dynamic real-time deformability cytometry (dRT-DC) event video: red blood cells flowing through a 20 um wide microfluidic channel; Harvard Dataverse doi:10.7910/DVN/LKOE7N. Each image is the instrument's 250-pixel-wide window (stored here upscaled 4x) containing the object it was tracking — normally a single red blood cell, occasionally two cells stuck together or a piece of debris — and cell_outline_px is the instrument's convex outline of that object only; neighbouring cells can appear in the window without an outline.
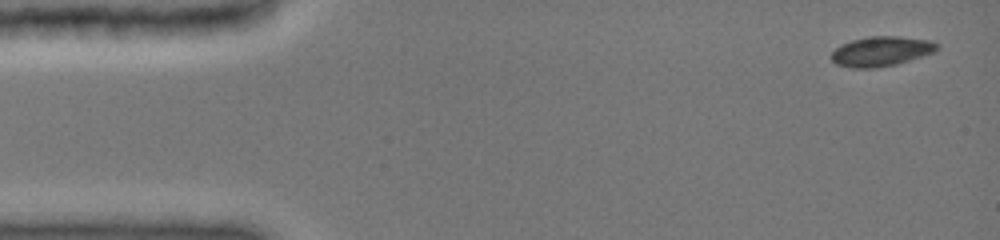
{"species": "common noctule bat (a hibernating species)", "species_latin": "Nyctalus noctula", "temperature_condition": "cold", "stored_images_in_passage": 12, "camera_frame_rate_fps": 3000, "um_per_image_px": 0.085, "animal": {"sex": "female", "body_mass_g": 19.0, "forearm_length_mm": 51.5}, "frame": {"image": 1, "passage_image": 1, "time_ms": 0.0, "image_size_px": [1000, 240], "cell_outline_px": [[940, 44], [936, 52], [924, 56], [896, 64], [876, 68], [852, 68], [836, 64], [832, 60], [832, 52], [840, 44], [852, 40], [872, 36], [900, 36], [932, 40]], "centroid_in_image_um": [74.95, 4.36], "position_along_channel_um": 10.0, "area_um2": 18.55}}
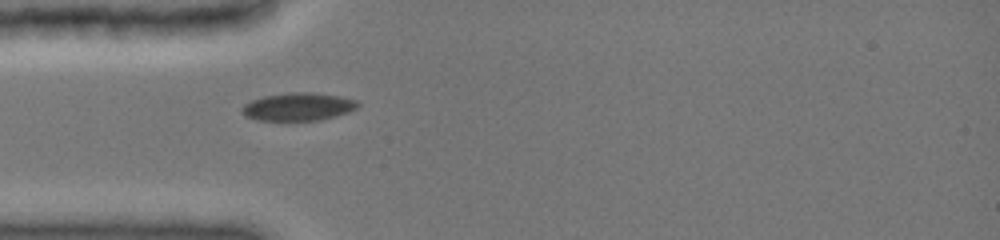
{"frame": {"image": 2, "passage_image": 9, "time_ms": 4.0, "image_size_px": [1000, 240], "cell_outline_px": [[360, 104], [356, 108], [348, 112], [336, 116], [320, 120], [256, 120], [244, 116], [240, 112], [240, 108], [244, 104], [252, 100], [264, 96], [288, 92], [312, 92], [340, 96], [356, 100]], "centroid_in_image_um": [25.31, 9.07], "position_along_channel_um": 59.7, "area_um2": 18.96}}
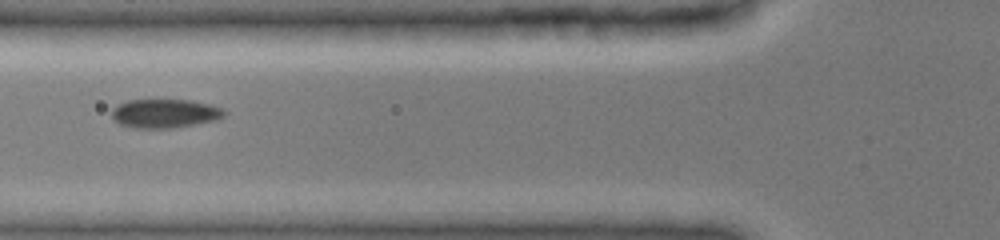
{"frame": {"image": 3, "passage_image": 12, "time_ms": 5.333, "image_size_px": [1000, 240], "cell_outline_px": [[224, 116], [216, 120], [172, 128], [136, 128], [120, 124], [112, 116], [112, 108], [128, 100], [188, 100], [208, 104], [220, 108], [224, 112]], "centroid_in_image_um": [13.98, 9.64], "position_along_channel_um": 111.8, "area_um2": 18.55}}